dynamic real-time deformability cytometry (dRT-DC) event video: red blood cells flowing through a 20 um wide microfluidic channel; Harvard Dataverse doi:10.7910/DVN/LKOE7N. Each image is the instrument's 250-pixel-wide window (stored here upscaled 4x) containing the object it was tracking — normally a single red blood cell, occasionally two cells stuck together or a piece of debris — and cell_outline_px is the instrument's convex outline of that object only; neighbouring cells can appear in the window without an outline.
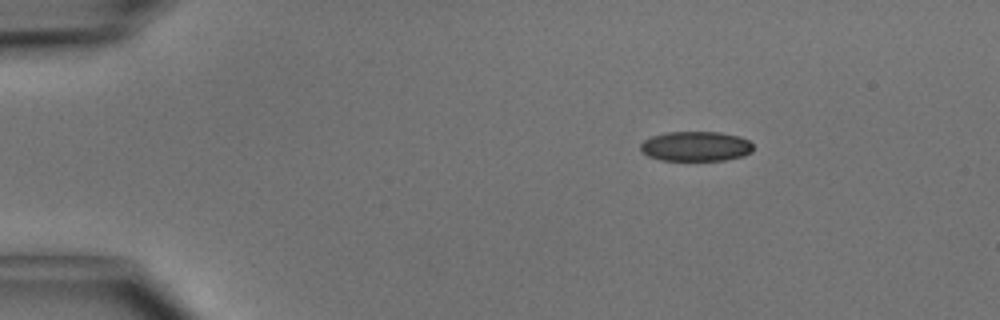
{"species": "common noctule bat (a hibernating species)", "species_latin": "Nyctalus noctula", "temperature_condition": "cold", "stored_images_in_passage": 49, "camera_frame_rate_fps": 3000, "um_per_image_px": 0.085, "animal": {"sex": "male", "body_mass_g": 15.6}, "frame": {"image": 1, "passage_image": 8, "time_ms": 2.333, "image_size_px": [1000, 320], "cell_outline_px": [[752, 152], [744, 156], [724, 160], [660, 160], [648, 156], [640, 152], [640, 144], [644, 140], [652, 136], [668, 132], [720, 132], [740, 136], [748, 140], [752, 144]], "centroid_in_image_um": [59.13, 12.44], "position_along_channel_um": 25.9, "area_um2": 19.71}}
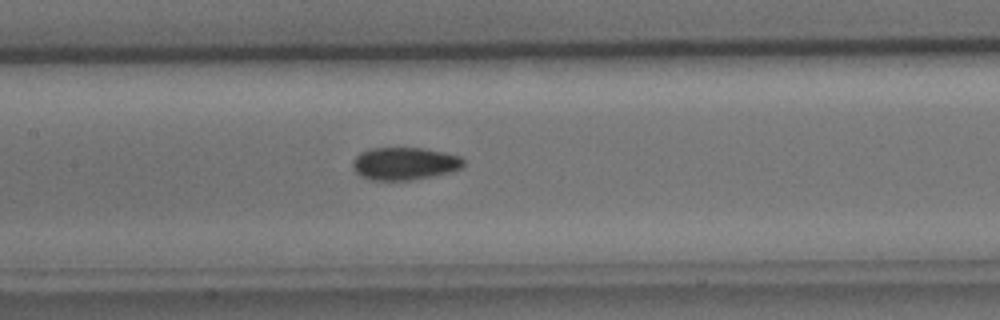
{"frame": {"image": 2, "passage_image": 24, "time_ms": 7.667, "image_size_px": [1000, 320], "cell_outline_px": [[464, 168], [452, 172], [412, 180], [372, 180], [360, 176], [352, 168], [352, 160], [360, 152], [372, 148], [424, 148], [444, 152], [460, 156], [464, 160]], "centroid_in_image_um": [34.4, 13.91], "position_along_channel_um": 173.0, "area_um2": 21.33}}
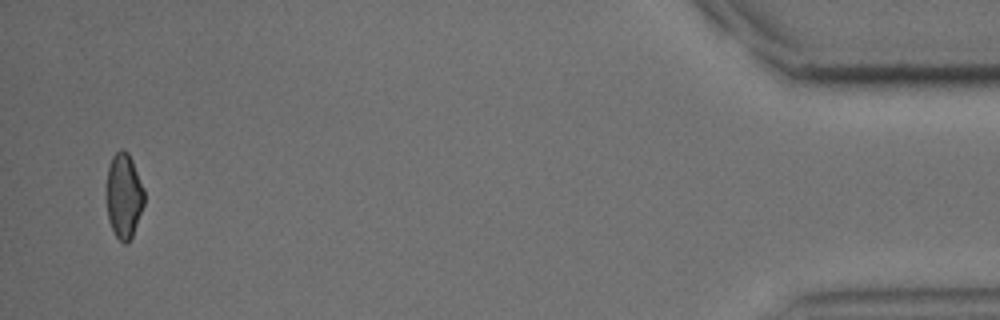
{"frame": {"image": 3, "passage_image": 48, "time_ms": 15.667, "image_size_px": [1000, 320], "cell_outline_px": [[144, 204], [132, 236], [128, 244], [124, 244], [112, 232], [108, 220], [104, 196], [104, 192], [108, 168], [112, 156], [120, 148], [124, 148], [128, 152], [132, 160], [144, 188]], "centroid_in_image_um": [10.48, 16.64], "position_along_channel_um": 424.7, "area_um2": 19.36}, "authors_computed_cell_mechanics": {"area_um2": 20.1144, "velocity_mm_per_s": 4.1121, "shape_relaxation_time_tau1_ms": 9.2322, "shape_relaxation_time_tau2_ms": 5.405, "deformation_change_tau1": 0.155, "deformation_change_tau2": 0.111}}